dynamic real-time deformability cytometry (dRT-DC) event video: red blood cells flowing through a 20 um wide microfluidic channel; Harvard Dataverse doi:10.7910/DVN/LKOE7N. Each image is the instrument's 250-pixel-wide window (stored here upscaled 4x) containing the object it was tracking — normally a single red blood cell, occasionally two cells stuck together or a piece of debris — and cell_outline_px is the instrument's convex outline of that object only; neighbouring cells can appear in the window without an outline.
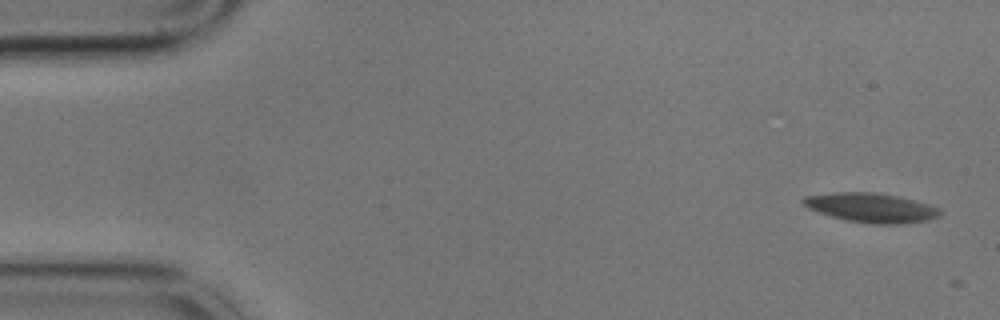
{"species": "common noctule bat (a hibernating species)", "species_latin": "Nyctalus noctula", "temperature_condition": "cold", "stored_images_in_passage": 4, "camera_frame_rate_fps": 3000, "um_per_image_px": 0.085, "animal": {"sex": "male", "body_mass_g": 17.9}, "frame": {"image": 1, "passage_image": 1, "time_ms": 0.0, "image_size_px": [1000, 320], "cell_outline_px": [[944, 212], [940, 216], [928, 220], [904, 224], [872, 224], [848, 220], [832, 216], [808, 208], [800, 200], [804, 196], [832, 192], [876, 192], [900, 196], [928, 204], [940, 208]], "centroid_in_image_um": [74.1, 17.65], "position_along_channel_um": 10.9, "area_um2": 23.58}}